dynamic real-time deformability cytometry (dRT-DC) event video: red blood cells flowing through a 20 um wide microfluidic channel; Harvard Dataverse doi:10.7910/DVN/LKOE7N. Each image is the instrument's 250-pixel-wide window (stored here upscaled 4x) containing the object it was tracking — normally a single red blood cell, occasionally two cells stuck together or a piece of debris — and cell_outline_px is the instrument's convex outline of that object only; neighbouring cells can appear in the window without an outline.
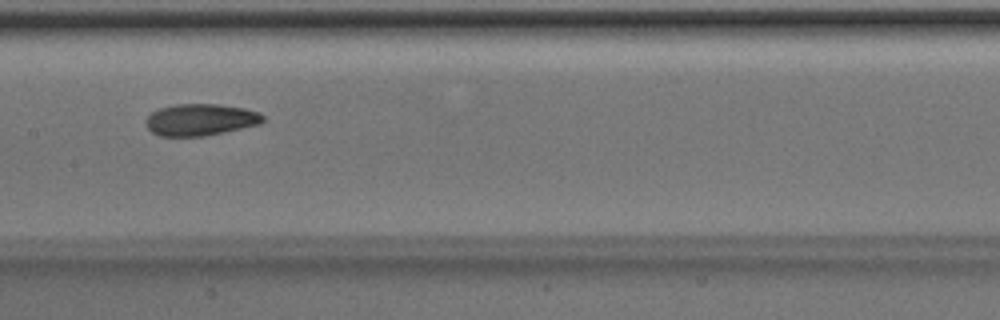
{"species": "Egyptian fruit bat (a non-hibernating species)", "species_latin": "Rousettus aegyptiacus", "temperature_condition": "room temperature", "stored_images_in_passage": 18, "camera_frame_rate_fps": 3000, "um_per_image_px": 0.085, "animal": {"sex": "male"}, "frame": {"image": 1, "passage_image": 13, "time_ms": 4.0, "image_size_px": [1000, 320], "cell_outline_px": [[264, 120], [256, 124], [224, 132], [204, 136], [160, 136], [152, 132], [144, 124], [144, 120], [152, 112], [160, 108], [176, 104], [220, 104], [244, 108], [260, 112], [264, 116]], "centroid_in_image_um": [17.0, 10.17], "position_along_channel_um": 190.4, "area_um2": 21.62}}
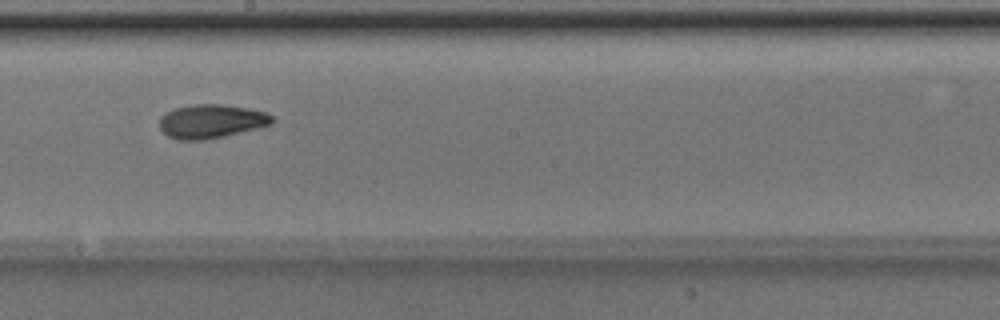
{"frame": {"image": 2, "passage_image": 16, "time_ms": 5.0, "image_size_px": [1000, 320], "cell_outline_px": [[272, 124], [224, 136], [204, 140], [176, 140], [168, 136], [160, 128], [160, 116], [164, 112], [172, 108], [196, 104], [220, 104], [248, 108], [264, 112], [272, 116]], "centroid_in_image_um": [17.89, 10.31], "position_along_channel_um": 230.3, "area_um2": 22.14}}